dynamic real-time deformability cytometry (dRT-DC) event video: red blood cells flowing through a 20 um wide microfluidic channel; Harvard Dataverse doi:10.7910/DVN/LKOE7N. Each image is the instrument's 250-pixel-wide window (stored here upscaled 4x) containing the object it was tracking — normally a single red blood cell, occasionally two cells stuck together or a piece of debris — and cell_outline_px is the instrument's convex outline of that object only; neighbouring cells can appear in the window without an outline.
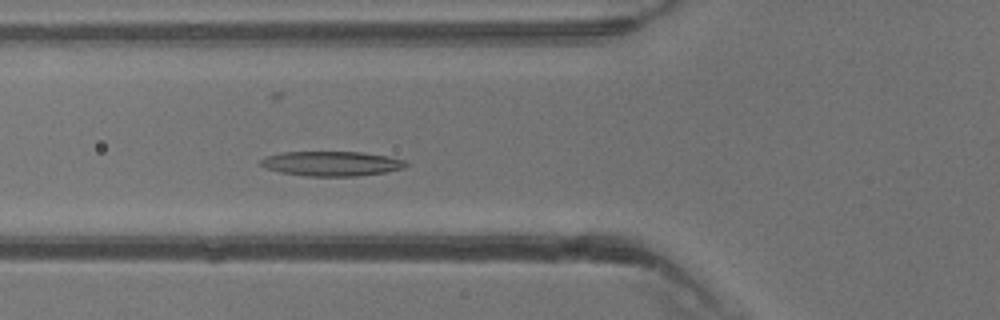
{"species": "common noctule bat (a hibernating species)", "species_latin": "Nyctalus noctula", "temperature_condition": "warm", "stored_images_in_passage": 40, "camera_frame_rate_fps": 3000, "um_per_image_px": 0.085, "animal": {"sex": "male", "body_mass_g": 13.3}, "frame": {"image": 1, "passage_image": 14, "time_ms": 4.333, "image_size_px": [1000, 320], "cell_outline_px": [[408, 164], [404, 168], [384, 172], [360, 176], [308, 176], [280, 172], [268, 168], [260, 164], [260, 160], [268, 156], [280, 152], [360, 152], [388, 156], [404, 160]], "centroid_in_image_um": [28.2, 13.9], "position_along_channel_um": 97.6, "area_um2": 20.75}}
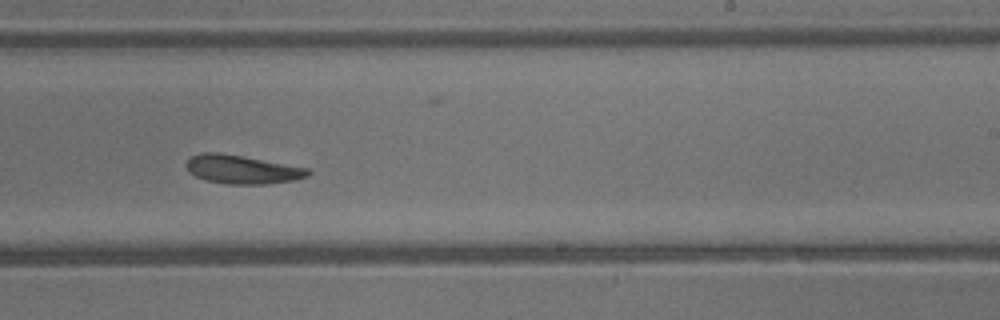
{"frame": {"image": 2, "passage_image": 24, "time_ms": 7.667, "image_size_px": [1000, 320], "cell_outline_px": [[312, 172], [308, 176], [296, 180], [264, 184], [228, 184], [204, 180], [188, 172], [184, 164], [192, 156], [200, 152], [220, 152], [244, 156], [308, 168]], "centroid_in_image_um": [20.56, 14.39], "position_along_channel_um": 268.4, "area_um2": 20.52}}
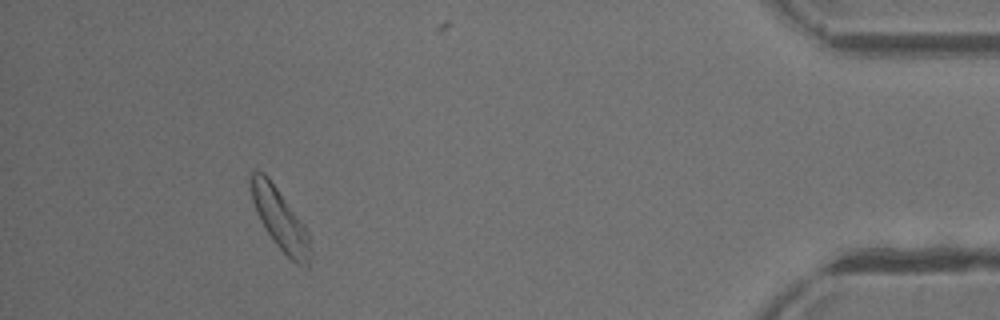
{"frame": {"image": 3, "passage_image": 36, "time_ms": 11.667, "image_size_px": [1000, 320], "cell_outline_px": [[312, 256], [308, 268], [304, 268], [296, 264], [276, 244], [264, 228], [256, 212], [252, 200], [248, 176], [252, 172], [264, 172], [268, 176], [304, 224], [308, 232], [312, 252]], "centroid_in_image_um": [23.82, 18.66], "position_along_channel_um": 411.4, "area_um2": 21.39}}